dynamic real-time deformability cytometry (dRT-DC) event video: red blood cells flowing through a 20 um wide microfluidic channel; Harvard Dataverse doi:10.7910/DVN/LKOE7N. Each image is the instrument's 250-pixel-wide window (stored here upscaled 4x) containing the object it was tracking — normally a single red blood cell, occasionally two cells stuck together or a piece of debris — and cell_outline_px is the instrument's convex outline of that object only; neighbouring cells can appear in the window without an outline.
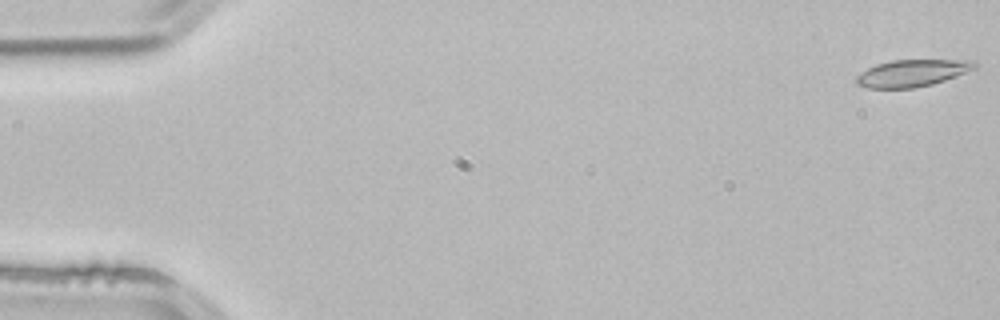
{"species": "common noctule bat (a hibernating species)", "species_latin": "Nyctalus noctula", "temperature_condition": "room temperature", "stored_images_in_passage": 5, "camera_frame_rate_fps": 3000, "um_per_image_px": 0.085, "animal": {"sex": "male", "body_mass_g": 21.5, "forearm_length_mm": 52.0}, "frame": {"image": 1, "passage_image": 1, "time_ms": 0.0, "image_size_px": [1000, 320], "cell_outline_px": [[976, 68], [944, 80], [932, 84], [916, 88], [868, 88], [856, 84], [856, 76], [868, 68], [876, 64], [892, 60], [976, 60]], "centroid_in_image_um": [77.52, 6.21], "position_along_channel_um": 7.5, "area_um2": 18.5}}